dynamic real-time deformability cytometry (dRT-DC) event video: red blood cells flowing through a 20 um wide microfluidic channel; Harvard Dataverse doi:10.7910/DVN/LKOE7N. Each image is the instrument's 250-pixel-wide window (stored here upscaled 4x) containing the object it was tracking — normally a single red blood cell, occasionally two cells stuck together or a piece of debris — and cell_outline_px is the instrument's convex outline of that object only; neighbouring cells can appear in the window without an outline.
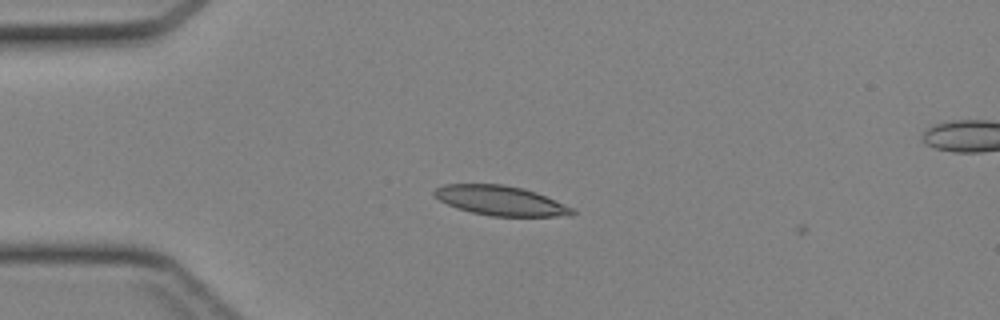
{"species": "Egyptian fruit bat (a non-hibernating species)", "species_latin": "Rousettus aegyptiacus", "temperature_condition": "cold", "stored_images_in_passage": 9, "camera_frame_rate_fps": 3000, "um_per_image_px": 0.085, "animal": {"sex": "female"}, "frame": {"image": 1, "passage_image": 6, "time_ms": 1.667, "image_size_px": [1000, 320], "cell_outline_px": [[576, 212], [572, 216], [492, 216], [472, 212], [456, 208], [440, 200], [432, 192], [436, 188], [444, 184], [504, 184], [524, 188], [536, 192], [572, 208]], "centroid_in_image_um": [42.55, 17.05], "position_along_channel_um": 42.5, "area_um2": 23.7}}